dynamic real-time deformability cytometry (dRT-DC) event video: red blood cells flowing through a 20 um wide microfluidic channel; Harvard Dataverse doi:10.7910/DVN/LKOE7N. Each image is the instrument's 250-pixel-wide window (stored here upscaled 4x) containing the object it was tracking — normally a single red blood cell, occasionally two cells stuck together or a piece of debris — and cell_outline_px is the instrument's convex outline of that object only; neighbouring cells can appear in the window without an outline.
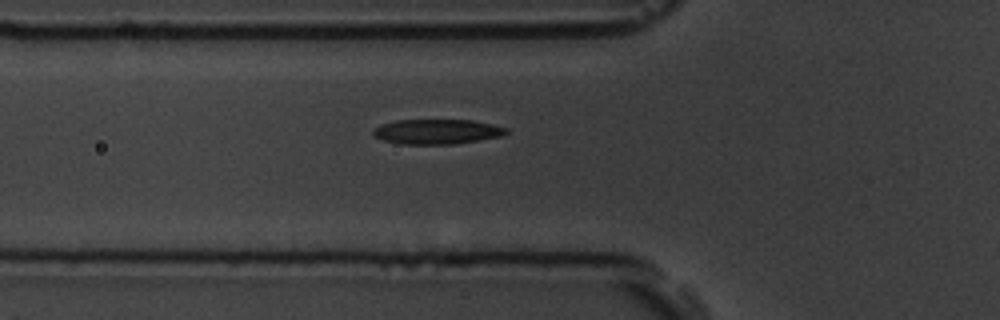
{"species": "common noctule bat (a hibernating species)", "species_latin": "Nyctalus noctula", "temperature_condition": "room temperature", "stored_images_in_passage": 5, "camera_frame_rate_fps": 3000, "um_per_image_px": 0.085, "animal": {"sex": "male", "body_mass_g": 19.5, "forearm_length_mm": 54.6}, "frame": {"image": 1, "passage_image": 5, "time_ms": 5.667, "image_size_px": [1000, 320], "cell_outline_px": [[508, 132], [500, 136], [452, 144], [400, 144], [384, 140], [372, 136], [372, 128], [380, 124], [396, 120], [472, 120], [492, 124], [508, 128]], "centroid_in_image_um": [37.07, 11.18], "position_along_channel_um": 88.7, "area_um2": 19.31}}